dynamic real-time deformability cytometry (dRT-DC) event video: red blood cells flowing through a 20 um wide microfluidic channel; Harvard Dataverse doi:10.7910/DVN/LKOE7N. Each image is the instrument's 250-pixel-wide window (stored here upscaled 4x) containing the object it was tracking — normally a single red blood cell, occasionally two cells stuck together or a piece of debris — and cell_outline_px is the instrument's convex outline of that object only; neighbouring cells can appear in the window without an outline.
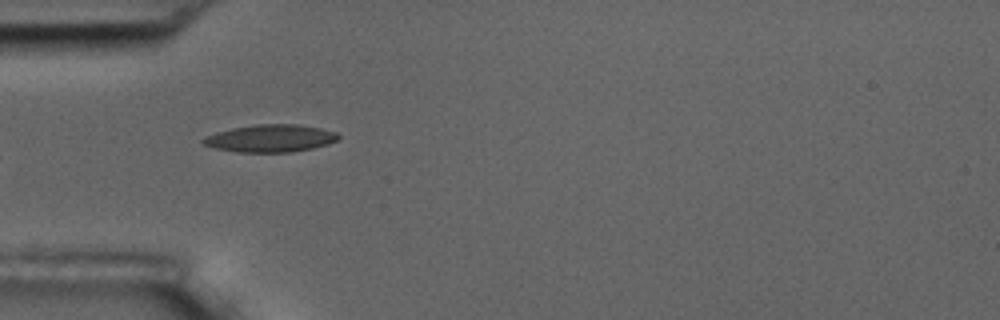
{"species": "common noctule bat (a hibernating species)", "species_latin": "Nyctalus noctula", "temperature_condition": "room temperature", "stored_images_in_passage": 7, "camera_frame_rate_fps": 3000, "um_per_image_px": 0.085, "animal": {"sex": "male", "body_mass_g": 17.5, "forearm_length_mm": 52.3}, "frame": {"image": 1, "passage_image": 6, "time_ms": 6.0, "image_size_px": [1000, 320], "cell_outline_px": [[340, 136], [336, 140], [328, 144], [312, 148], [292, 152], [236, 152], [212, 148], [204, 144], [200, 140], [204, 136], [216, 132], [232, 128], [256, 124], [296, 124], [320, 128], [336, 132]], "centroid_in_image_um": [22.94, 11.76], "position_along_channel_um": 62.1, "area_um2": 21.73}}